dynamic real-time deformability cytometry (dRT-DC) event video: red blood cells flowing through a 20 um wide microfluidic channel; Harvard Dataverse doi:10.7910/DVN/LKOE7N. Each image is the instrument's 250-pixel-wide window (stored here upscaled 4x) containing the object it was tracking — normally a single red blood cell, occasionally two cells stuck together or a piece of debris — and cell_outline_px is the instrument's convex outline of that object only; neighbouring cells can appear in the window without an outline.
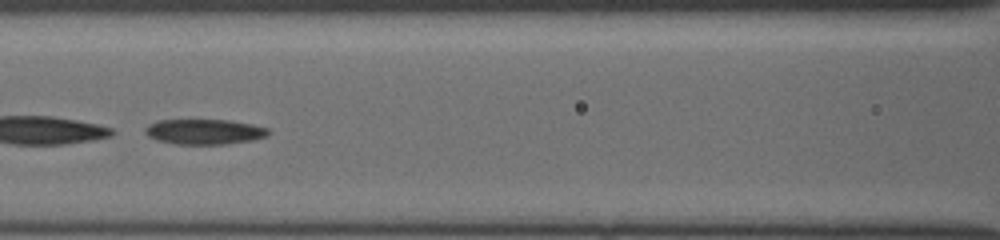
{"species": "common noctule bat (a hibernating species)", "species_latin": "Nyctalus noctula", "temperature_condition": "cold", "stored_images_in_passage": 44, "segment_of_instrument_passage": [2, 2], "camera_frame_rate_fps": 3000, "um_per_image_px": 0.085, "animal": {"sex": "female", "body_mass_g": 19.5, "forearm_length_mm": 54.1}, "frame": {"image": 1, "passage_image": 19, "time_ms": 6.0, "image_size_px": [1000, 240], "cell_outline_px": [[272, 132], [268, 136], [252, 140], [228, 144], [172, 144], [156, 140], [148, 136], [144, 132], [144, 128], [148, 124], [156, 120], [232, 120], [252, 124], [268, 128]], "centroid_in_image_um": [17.37, 11.2], "position_along_channel_um": 149.2, "area_um2": 18.44}}
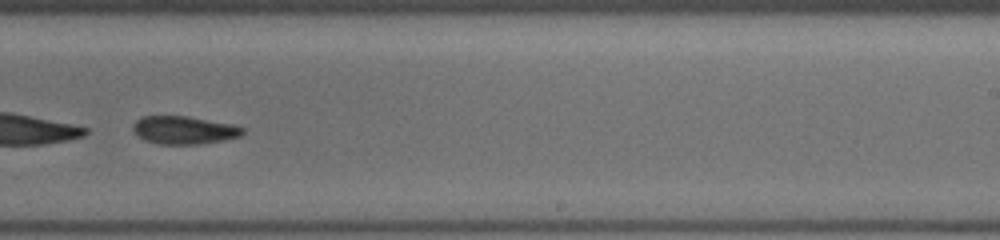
{"frame": {"image": 2, "passage_image": 28, "time_ms": 9.0, "image_size_px": [1000, 240], "cell_outline_px": [[244, 132], [240, 136], [224, 140], [200, 144], [160, 144], [144, 140], [132, 128], [132, 124], [140, 116], [188, 116], [232, 124], [244, 128]], "centroid_in_image_um": [15.64, 11.05], "position_along_channel_um": 273.4, "area_um2": 17.86}}
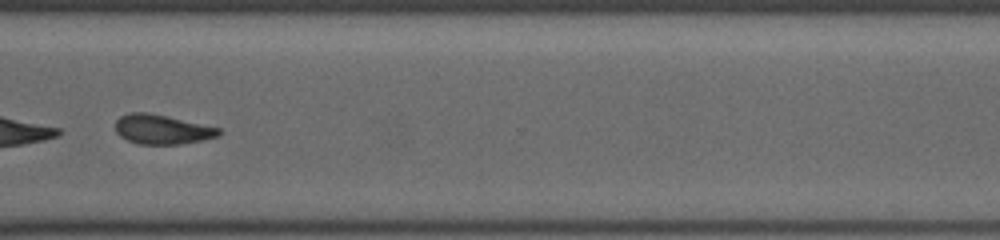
{"frame": {"image": 3, "passage_image": 34, "time_ms": 11.0, "image_size_px": [1000, 240], "cell_outline_px": [[224, 132], [220, 136], [180, 144], [136, 144], [120, 136], [116, 132], [116, 120], [120, 116], [128, 112], [148, 112], [168, 116], [220, 128]], "centroid_in_image_um": [13.78, 10.99], "position_along_channel_um": 356.8, "area_um2": 17.92}}